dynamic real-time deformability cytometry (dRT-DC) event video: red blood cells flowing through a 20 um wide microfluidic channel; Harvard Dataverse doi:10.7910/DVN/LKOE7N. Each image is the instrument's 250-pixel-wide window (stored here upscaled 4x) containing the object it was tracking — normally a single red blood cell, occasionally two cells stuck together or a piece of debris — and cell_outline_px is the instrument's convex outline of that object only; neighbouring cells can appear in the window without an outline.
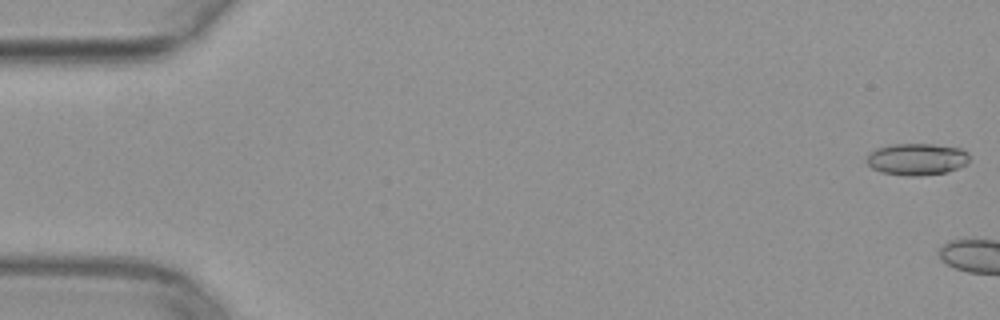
{"species": "common noctule bat (a hibernating species)", "species_latin": "Nyctalus noctula", "temperature_condition": "warm", "stored_images_in_passage": 5, "camera_frame_rate_fps": 3000, "um_per_image_px": 0.085, "animal": {"sex": "female", "body_mass_g": 29.2, "forearm_length_mm": 56.3}, "frame": {"image": 1, "passage_image": 1, "time_ms": 0.0, "image_size_px": [1000, 320], "cell_outline_px": [[968, 160], [964, 164], [956, 168], [944, 172], [920, 176], [904, 176], [880, 172], [872, 168], [864, 160], [876, 148], [892, 144], [932, 144], [960, 148], [968, 152]], "centroid_in_image_um": [77.88, 13.53], "position_along_channel_um": 7.1, "area_um2": 18.96}}